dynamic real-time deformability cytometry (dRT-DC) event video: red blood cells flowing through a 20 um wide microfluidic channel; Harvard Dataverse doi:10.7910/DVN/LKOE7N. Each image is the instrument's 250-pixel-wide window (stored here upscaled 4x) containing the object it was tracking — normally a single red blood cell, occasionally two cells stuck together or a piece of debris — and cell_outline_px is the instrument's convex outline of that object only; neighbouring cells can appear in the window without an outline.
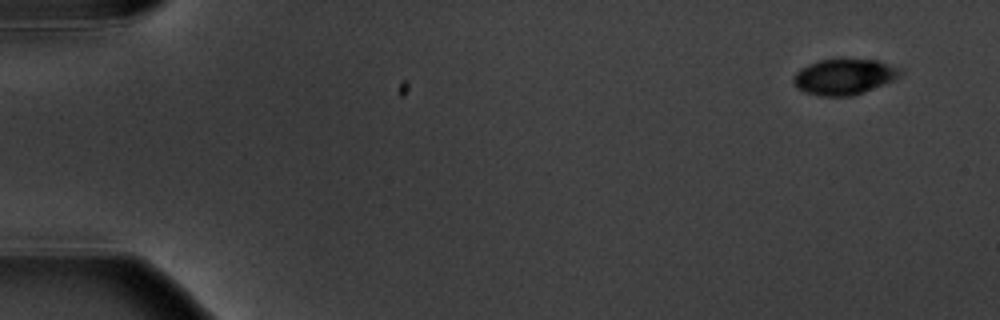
{"species": "common noctule bat (a hibernating species)", "species_latin": "Nyctalus noctula", "temperature_condition": "warm", "stored_images_in_passage": 5, "camera_frame_rate_fps": 3000, "um_per_image_px": 0.085, "animal": {"sex": "male", "body_mass_g": 20.1, "forearm_length_mm": 53.5}, "frame": {"image": 1, "passage_image": 1, "time_ms": 0.0, "image_size_px": [1000, 320], "cell_outline_px": [[904, 72], [900, 76], [892, 80], [852, 96], [820, 96], [804, 92], [792, 80], [796, 72], [800, 68], [808, 64], [820, 60], [840, 56], [876, 60], [904, 68]], "centroid_in_image_um": [71.78, 6.46], "position_along_channel_um": 13.2, "area_um2": 22.77}}
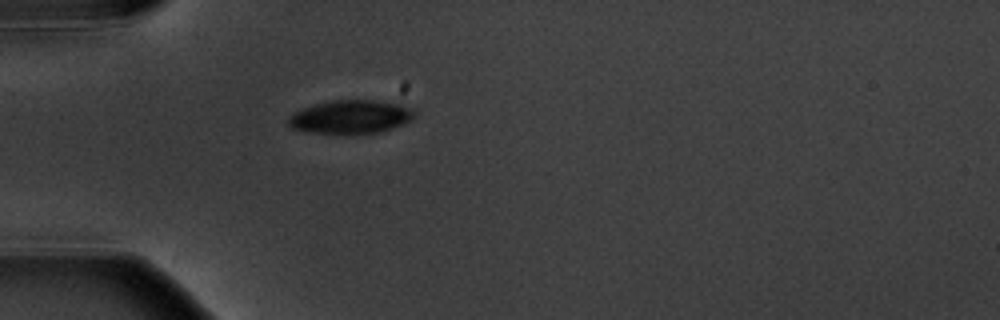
{"frame": {"image": 2, "passage_image": 5, "time_ms": 4.667, "image_size_px": [1000, 320], "cell_outline_px": [[416, 116], [404, 124], [380, 132], [308, 132], [292, 128], [288, 124], [288, 116], [304, 108], [316, 104], [336, 100], [368, 100], [400, 104], [416, 112]], "centroid_in_image_um": [29.82, 9.92], "position_along_channel_um": 55.2, "area_um2": 23.87}}